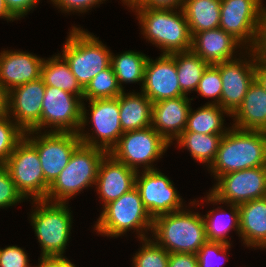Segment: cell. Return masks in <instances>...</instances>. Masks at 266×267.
Instances as JSON below:
<instances>
[{"label":"cell","mask_w":266,"mask_h":267,"mask_svg":"<svg viewBox=\"0 0 266 267\" xmlns=\"http://www.w3.org/2000/svg\"><path fill=\"white\" fill-rule=\"evenodd\" d=\"M266 166V131L231 126L223 135L209 172L217 179L234 171Z\"/></svg>","instance_id":"cell-1"},{"label":"cell","mask_w":266,"mask_h":267,"mask_svg":"<svg viewBox=\"0 0 266 267\" xmlns=\"http://www.w3.org/2000/svg\"><path fill=\"white\" fill-rule=\"evenodd\" d=\"M141 26V34L162 54L191 50L192 35L184 11L178 9H152L132 7ZM178 10V11H177Z\"/></svg>","instance_id":"cell-2"},{"label":"cell","mask_w":266,"mask_h":267,"mask_svg":"<svg viewBox=\"0 0 266 267\" xmlns=\"http://www.w3.org/2000/svg\"><path fill=\"white\" fill-rule=\"evenodd\" d=\"M183 208L153 219L150 235L167 252L197 254L208 240L203 216Z\"/></svg>","instance_id":"cell-3"},{"label":"cell","mask_w":266,"mask_h":267,"mask_svg":"<svg viewBox=\"0 0 266 267\" xmlns=\"http://www.w3.org/2000/svg\"><path fill=\"white\" fill-rule=\"evenodd\" d=\"M31 202L35 209L33 210L32 207L29 217L35 236L40 243V257H65L64 252L71 238L73 223L68 203L51 202L45 199Z\"/></svg>","instance_id":"cell-4"},{"label":"cell","mask_w":266,"mask_h":267,"mask_svg":"<svg viewBox=\"0 0 266 267\" xmlns=\"http://www.w3.org/2000/svg\"><path fill=\"white\" fill-rule=\"evenodd\" d=\"M102 208L100 217L94 225L96 233L104 237L117 238L126 235L131 229L138 232L136 235L140 240L149 238L146 233L152 232L153 219L144 208L136 187Z\"/></svg>","instance_id":"cell-5"},{"label":"cell","mask_w":266,"mask_h":267,"mask_svg":"<svg viewBox=\"0 0 266 267\" xmlns=\"http://www.w3.org/2000/svg\"><path fill=\"white\" fill-rule=\"evenodd\" d=\"M107 153L102 148L81 143L72 153L67 166L49 186L45 200L68 203L83 189L95 186L100 162Z\"/></svg>","instance_id":"cell-6"},{"label":"cell","mask_w":266,"mask_h":267,"mask_svg":"<svg viewBox=\"0 0 266 267\" xmlns=\"http://www.w3.org/2000/svg\"><path fill=\"white\" fill-rule=\"evenodd\" d=\"M62 56L83 89L100 71L111 66V51L94 34L72 26Z\"/></svg>","instance_id":"cell-7"},{"label":"cell","mask_w":266,"mask_h":267,"mask_svg":"<svg viewBox=\"0 0 266 267\" xmlns=\"http://www.w3.org/2000/svg\"><path fill=\"white\" fill-rule=\"evenodd\" d=\"M88 102L90 114L87 113L89 110L86 109L83 102L82 120L77 134L82 144L99 147L109 153L124 133L119 117V96L113 99H95ZM87 115L90 117L88 118ZM90 122L93 126V129H90L92 130L91 134L84 130Z\"/></svg>","instance_id":"cell-8"},{"label":"cell","mask_w":266,"mask_h":267,"mask_svg":"<svg viewBox=\"0 0 266 267\" xmlns=\"http://www.w3.org/2000/svg\"><path fill=\"white\" fill-rule=\"evenodd\" d=\"M168 143L151 126L139 130L124 132L110 154L126 166L139 171L157 169L153 163L163 157L170 147Z\"/></svg>","instance_id":"cell-9"},{"label":"cell","mask_w":266,"mask_h":267,"mask_svg":"<svg viewBox=\"0 0 266 267\" xmlns=\"http://www.w3.org/2000/svg\"><path fill=\"white\" fill-rule=\"evenodd\" d=\"M216 181L204 197L207 204L239 205L266 197V166L230 172L219 176Z\"/></svg>","instance_id":"cell-10"},{"label":"cell","mask_w":266,"mask_h":267,"mask_svg":"<svg viewBox=\"0 0 266 267\" xmlns=\"http://www.w3.org/2000/svg\"><path fill=\"white\" fill-rule=\"evenodd\" d=\"M24 138L39 155L45 178L46 199L49 186L67 166L72 153L81 144V140L77 133L38 131L25 132Z\"/></svg>","instance_id":"cell-11"},{"label":"cell","mask_w":266,"mask_h":267,"mask_svg":"<svg viewBox=\"0 0 266 267\" xmlns=\"http://www.w3.org/2000/svg\"><path fill=\"white\" fill-rule=\"evenodd\" d=\"M82 104L81 97L57 87L45 85L41 132L44 130V132L78 133L82 120ZM48 128L51 129L48 130Z\"/></svg>","instance_id":"cell-12"},{"label":"cell","mask_w":266,"mask_h":267,"mask_svg":"<svg viewBox=\"0 0 266 267\" xmlns=\"http://www.w3.org/2000/svg\"><path fill=\"white\" fill-rule=\"evenodd\" d=\"M5 166L25 199H45V178L39 155L25 138L16 145Z\"/></svg>","instance_id":"cell-13"},{"label":"cell","mask_w":266,"mask_h":267,"mask_svg":"<svg viewBox=\"0 0 266 267\" xmlns=\"http://www.w3.org/2000/svg\"><path fill=\"white\" fill-rule=\"evenodd\" d=\"M263 0H221L219 27L237 39L246 50L255 47Z\"/></svg>","instance_id":"cell-14"},{"label":"cell","mask_w":266,"mask_h":267,"mask_svg":"<svg viewBox=\"0 0 266 267\" xmlns=\"http://www.w3.org/2000/svg\"><path fill=\"white\" fill-rule=\"evenodd\" d=\"M135 187L152 219L184 208L173 181L158 169L137 171Z\"/></svg>","instance_id":"cell-15"},{"label":"cell","mask_w":266,"mask_h":267,"mask_svg":"<svg viewBox=\"0 0 266 267\" xmlns=\"http://www.w3.org/2000/svg\"><path fill=\"white\" fill-rule=\"evenodd\" d=\"M238 54L240 55L238 58L220 63L222 94L219 106L230 115L241 105L250 85L254 81L255 52L245 49L244 54L243 52ZM245 55H247V58Z\"/></svg>","instance_id":"cell-16"},{"label":"cell","mask_w":266,"mask_h":267,"mask_svg":"<svg viewBox=\"0 0 266 267\" xmlns=\"http://www.w3.org/2000/svg\"><path fill=\"white\" fill-rule=\"evenodd\" d=\"M45 84L41 78L8 92L7 115L24 131L41 132V110Z\"/></svg>","instance_id":"cell-17"},{"label":"cell","mask_w":266,"mask_h":267,"mask_svg":"<svg viewBox=\"0 0 266 267\" xmlns=\"http://www.w3.org/2000/svg\"><path fill=\"white\" fill-rule=\"evenodd\" d=\"M151 101L185 96L178 83L174 53L162 54L156 59L148 57L144 81L140 89Z\"/></svg>","instance_id":"cell-18"},{"label":"cell","mask_w":266,"mask_h":267,"mask_svg":"<svg viewBox=\"0 0 266 267\" xmlns=\"http://www.w3.org/2000/svg\"><path fill=\"white\" fill-rule=\"evenodd\" d=\"M44 59L20 50H1L0 84L9 92L13 88L41 78Z\"/></svg>","instance_id":"cell-19"},{"label":"cell","mask_w":266,"mask_h":267,"mask_svg":"<svg viewBox=\"0 0 266 267\" xmlns=\"http://www.w3.org/2000/svg\"><path fill=\"white\" fill-rule=\"evenodd\" d=\"M137 171L107 153L100 162L95 190L103 207L135 187Z\"/></svg>","instance_id":"cell-20"},{"label":"cell","mask_w":266,"mask_h":267,"mask_svg":"<svg viewBox=\"0 0 266 267\" xmlns=\"http://www.w3.org/2000/svg\"><path fill=\"white\" fill-rule=\"evenodd\" d=\"M191 100L180 96L153 103L151 127L168 143L172 144L185 131Z\"/></svg>","instance_id":"cell-21"},{"label":"cell","mask_w":266,"mask_h":267,"mask_svg":"<svg viewBox=\"0 0 266 267\" xmlns=\"http://www.w3.org/2000/svg\"><path fill=\"white\" fill-rule=\"evenodd\" d=\"M239 48L240 52H242L241 49H246L237 39L220 27L198 32L192 36L191 51L209 65L236 59Z\"/></svg>","instance_id":"cell-22"},{"label":"cell","mask_w":266,"mask_h":267,"mask_svg":"<svg viewBox=\"0 0 266 267\" xmlns=\"http://www.w3.org/2000/svg\"><path fill=\"white\" fill-rule=\"evenodd\" d=\"M238 208L243 244L266 249V197L241 203Z\"/></svg>","instance_id":"cell-23"},{"label":"cell","mask_w":266,"mask_h":267,"mask_svg":"<svg viewBox=\"0 0 266 267\" xmlns=\"http://www.w3.org/2000/svg\"><path fill=\"white\" fill-rule=\"evenodd\" d=\"M231 117L233 127L266 131V91L255 80Z\"/></svg>","instance_id":"cell-24"},{"label":"cell","mask_w":266,"mask_h":267,"mask_svg":"<svg viewBox=\"0 0 266 267\" xmlns=\"http://www.w3.org/2000/svg\"><path fill=\"white\" fill-rule=\"evenodd\" d=\"M152 105V101L142 91H123L119 95V117L123 132L150 127Z\"/></svg>","instance_id":"cell-25"},{"label":"cell","mask_w":266,"mask_h":267,"mask_svg":"<svg viewBox=\"0 0 266 267\" xmlns=\"http://www.w3.org/2000/svg\"><path fill=\"white\" fill-rule=\"evenodd\" d=\"M220 8L221 0H185L182 9L191 35L219 28Z\"/></svg>","instance_id":"cell-26"},{"label":"cell","mask_w":266,"mask_h":267,"mask_svg":"<svg viewBox=\"0 0 266 267\" xmlns=\"http://www.w3.org/2000/svg\"><path fill=\"white\" fill-rule=\"evenodd\" d=\"M229 207L230 211L225 212L223 206L213 209L207 212L206 215H202L207 240L210 242H221L225 244H231L229 238V232L233 229L239 235L240 231V218H239V208L237 204H225ZM232 229V230H231Z\"/></svg>","instance_id":"cell-27"},{"label":"cell","mask_w":266,"mask_h":267,"mask_svg":"<svg viewBox=\"0 0 266 267\" xmlns=\"http://www.w3.org/2000/svg\"><path fill=\"white\" fill-rule=\"evenodd\" d=\"M41 79L46 86H53L61 90L70 92L83 99L84 89L81 87L77 78L71 72V69L61 55V53L44 59Z\"/></svg>","instance_id":"cell-28"},{"label":"cell","mask_w":266,"mask_h":267,"mask_svg":"<svg viewBox=\"0 0 266 267\" xmlns=\"http://www.w3.org/2000/svg\"><path fill=\"white\" fill-rule=\"evenodd\" d=\"M197 109H190L184 132L225 134L229 130L230 127L224 126V114L231 115L219 105L205 103Z\"/></svg>","instance_id":"cell-29"},{"label":"cell","mask_w":266,"mask_h":267,"mask_svg":"<svg viewBox=\"0 0 266 267\" xmlns=\"http://www.w3.org/2000/svg\"><path fill=\"white\" fill-rule=\"evenodd\" d=\"M224 134H203L197 132H182L176 139L177 148L187 149L193 160L205 163L207 169L213 163L219 144Z\"/></svg>","instance_id":"cell-30"},{"label":"cell","mask_w":266,"mask_h":267,"mask_svg":"<svg viewBox=\"0 0 266 267\" xmlns=\"http://www.w3.org/2000/svg\"><path fill=\"white\" fill-rule=\"evenodd\" d=\"M147 60L148 56L143 52L128 50L116 56L111 52V66L123 91L124 83L139 82L142 88Z\"/></svg>","instance_id":"cell-31"},{"label":"cell","mask_w":266,"mask_h":267,"mask_svg":"<svg viewBox=\"0 0 266 267\" xmlns=\"http://www.w3.org/2000/svg\"><path fill=\"white\" fill-rule=\"evenodd\" d=\"M178 83L181 92L188 96L191 91H195L206 68L209 66L200 56L191 50L186 52H175ZM189 92V93H188Z\"/></svg>","instance_id":"cell-32"},{"label":"cell","mask_w":266,"mask_h":267,"mask_svg":"<svg viewBox=\"0 0 266 267\" xmlns=\"http://www.w3.org/2000/svg\"><path fill=\"white\" fill-rule=\"evenodd\" d=\"M123 90L120 88L112 66L100 71L86 86L83 102L95 99L117 98Z\"/></svg>","instance_id":"cell-33"},{"label":"cell","mask_w":266,"mask_h":267,"mask_svg":"<svg viewBox=\"0 0 266 267\" xmlns=\"http://www.w3.org/2000/svg\"><path fill=\"white\" fill-rule=\"evenodd\" d=\"M142 247L133 255L132 267H168L169 255L153 239H141Z\"/></svg>","instance_id":"cell-34"},{"label":"cell","mask_w":266,"mask_h":267,"mask_svg":"<svg viewBox=\"0 0 266 267\" xmlns=\"http://www.w3.org/2000/svg\"><path fill=\"white\" fill-rule=\"evenodd\" d=\"M25 132L5 115L0 118V164H5L16 145L24 138Z\"/></svg>","instance_id":"cell-35"},{"label":"cell","mask_w":266,"mask_h":267,"mask_svg":"<svg viewBox=\"0 0 266 267\" xmlns=\"http://www.w3.org/2000/svg\"><path fill=\"white\" fill-rule=\"evenodd\" d=\"M195 91L204 98L214 100L207 104H220L222 94L220 63L206 68Z\"/></svg>","instance_id":"cell-36"},{"label":"cell","mask_w":266,"mask_h":267,"mask_svg":"<svg viewBox=\"0 0 266 267\" xmlns=\"http://www.w3.org/2000/svg\"><path fill=\"white\" fill-rule=\"evenodd\" d=\"M230 248L231 244L207 241L202 245L196 254L198 258V267H219L220 263L223 265V262L225 261L223 260L222 262L218 263L220 261L219 257L222 256L225 259L227 258L226 261H228L229 254L227 251H229ZM216 257L218 258V262L216 261Z\"/></svg>","instance_id":"cell-37"},{"label":"cell","mask_w":266,"mask_h":267,"mask_svg":"<svg viewBox=\"0 0 266 267\" xmlns=\"http://www.w3.org/2000/svg\"><path fill=\"white\" fill-rule=\"evenodd\" d=\"M26 200L17 190L11 175L5 166L0 164V208H9Z\"/></svg>","instance_id":"cell-38"},{"label":"cell","mask_w":266,"mask_h":267,"mask_svg":"<svg viewBox=\"0 0 266 267\" xmlns=\"http://www.w3.org/2000/svg\"><path fill=\"white\" fill-rule=\"evenodd\" d=\"M29 261L24 248L16 245L0 248V267H28Z\"/></svg>","instance_id":"cell-39"},{"label":"cell","mask_w":266,"mask_h":267,"mask_svg":"<svg viewBox=\"0 0 266 267\" xmlns=\"http://www.w3.org/2000/svg\"><path fill=\"white\" fill-rule=\"evenodd\" d=\"M52 4L63 13L69 14L70 12L86 13L92 7L103 3L106 0H50Z\"/></svg>","instance_id":"cell-40"},{"label":"cell","mask_w":266,"mask_h":267,"mask_svg":"<svg viewBox=\"0 0 266 267\" xmlns=\"http://www.w3.org/2000/svg\"><path fill=\"white\" fill-rule=\"evenodd\" d=\"M9 12L18 20L36 8L41 0H4Z\"/></svg>","instance_id":"cell-41"},{"label":"cell","mask_w":266,"mask_h":267,"mask_svg":"<svg viewBox=\"0 0 266 267\" xmlns=\"http://www.w3.org/2000/svg\"><path fill=\"white\" fill-rule=\"evenodd\" d=\"M168 267H198L196 254L171 253L169 255Z\"/></svg>","instance_id":"cell-42"},{"label":"cell","mask_w":266,"mask_h":267,"mask_svg":"<svg viewBox=\"0 0 266 267\" xmlns=\"http://www.w3.org/2000/svg\"><path fill=\"white\" fill-rule=\"evenodd\" d=\"M255 55L266 60V7L262 12L261 22L258 30V37L255 47L252 49Z\"/></svg>","instance_id":"cell-43"},{"label":"cell","mask_w":266,"mask_h":267,"mask_svg":"<svg viewBox=\"0 0 266 267\" xmlns=\"http://www.w3.org/2000/svg\"><path fill=\"white\" fill-rule=\"evenodd\" d=\"M185 0H140L134 7L152 9H179L183 7Z\"/></svg>","instance_id":"cell-44"},{"label":"cell","mask_w":266,"mask_h":267,"mask_svg":"<svg viewBox=\"0 0 266 267\" xmlns=\"http://www.w3.org/2000/svg\"><path fill=\"white\" fill-rule=\"evenodd\" d=\"M254 80L266 91V60L254 55Z\"/></svg>","instance_id":"cell-45"},{"label":"cell","mask_w":266,"mask_h":267,"mask_svg":"<svg viewBox=\"0 0 266 267\" xmlns=\"http://www.w3.org/2000/svg\"><path fill=\"white\" fill-rule=\"evenodd\" d=\"M43 267H76L66 257L43 258Z\"/></svg>","instance_id":"cell-46"},{"label":"cell","mask_w":266,"mask_h":267,"mask_svg":"<svg viewBox=\"0 0 266 267\" xmlns=\"http://www.w3.org/2000/svg\"><path fill=\"white\" fill-rule=\"evenodd\" d=\"M8 92L0 84V118L7 115Z\"/></svg>","instance_id":"cell-47"},{"label":"cell","mask_w":266,"mask_h":267,"mask_svg":"<svg viewBox=\"0 0 266 267\" xmlns=\"http://www.w3.org/2000/svg\"><path fill=\"white\" fill-rule=\"evenodd\" d=\"M0 18H3L7 21H15L17 20L8 10L5 1L0 0Z\"/></svg>","instance_id":"cell-48"},{"label":"cell","mask_w":266,"mask_h":267,"mask_svg":"<svg viewBox=\"0 0 266 267\" xmlns=\"http://www.w3.org/2000/svg\"><path fill=\"white\" fill-rule=\"evenodd\" d=\"M123 2V4L127 7H129L130 9L132 7H134L140 0H121Z\"/></svg>","instance_id":"cell-49"},{"label":"cell","mask_w":266,"mask_h":267,"mask_svg":"<svg viewBox=\"0 0 266 267\" xmlns=\"http://www.w3.org/2000/svg\"><path fill=\"white\" fill-rule=\"evenodd\" d=\"M28 267H32V266L29 265ZM35 267H43V258L40 257L39 262H38L37 266H35Z\"/></svg>","instance_id":"cell-50"}]
</instances>
